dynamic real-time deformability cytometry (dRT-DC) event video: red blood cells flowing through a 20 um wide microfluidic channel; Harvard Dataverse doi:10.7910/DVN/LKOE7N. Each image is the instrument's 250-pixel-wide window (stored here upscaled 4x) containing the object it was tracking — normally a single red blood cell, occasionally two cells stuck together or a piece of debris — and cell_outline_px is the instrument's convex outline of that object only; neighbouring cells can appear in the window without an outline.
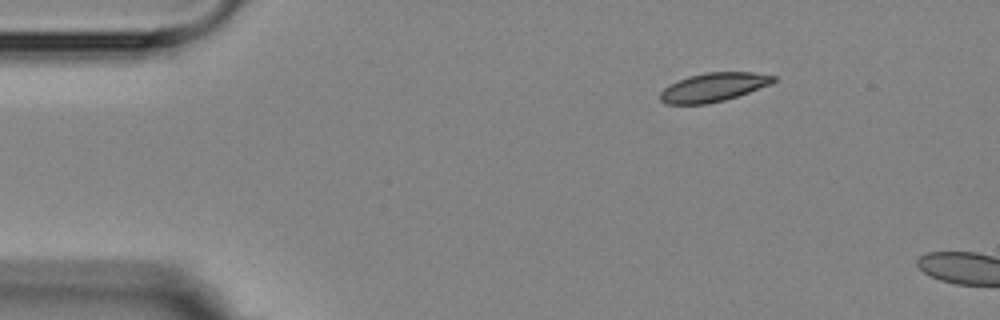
{"species": "Egyptian fruit bat (a non-hibernating species)", "species_latin": "Rousettus aegyptiacus", "temperature_condition": "room temperature", "stored_images_in_passage": 4, "camera_frame_rate_fps": 3000, "um_per_image_px": 0.085, "animal": {"sex": "female"}, "frame": {"image": 1, "passage_image": 1, "time_ms": 0.0, "image_size_px": [1000, 320], "cell_outline_px": [[776, 80], [772, 84], [724, 100], [708, 104], [668, 104], [660, 100], [660, 92], [668, 84], [688, 76], [704, 72], [752, 72], [776, 76]], "centroid_in_image_um": [60.63, 7.4], "position_along_channel_um": 24.4, "area_um2": 19.02}}